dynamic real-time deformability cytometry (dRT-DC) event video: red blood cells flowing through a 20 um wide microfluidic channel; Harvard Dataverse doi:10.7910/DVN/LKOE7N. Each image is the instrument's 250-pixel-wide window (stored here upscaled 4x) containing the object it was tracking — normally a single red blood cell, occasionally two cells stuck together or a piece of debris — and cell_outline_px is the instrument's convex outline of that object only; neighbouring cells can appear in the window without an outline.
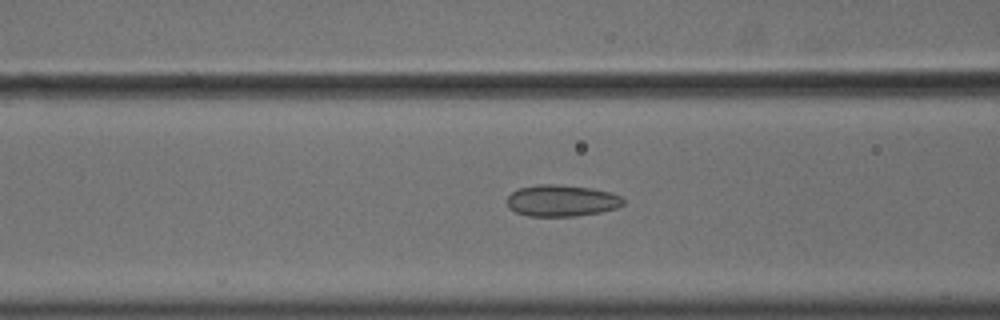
{"species": "common noctule bat (a hibernating species)", "species_latin": "Nyctalus noctula", "temperature_condition": "cold", "stored_images_in_passage": 51, "camera_frame_rate_fps": 3000, "um_per_image_px": 0.085, "animal": {"sex": "male", "body_mass_g": 18.8}, "frame": {"image": 1, "passage_image": 18, "time_ms": 5.667, "image_size_px": [1000, 320], "cell_outline_px": [[624, 204], [616, 208], [600, 212], [576, 216], [528, 216], [516, 212], [508, 208], [508, 196], [512, 192], [520, 188], [536, 184], [556, 184], [592, 188], [608, 192], [620, 196], [624, 200]], "centroid_in_image_um": [47.73, 17.05], "position_along_channel_um": 118.9, "area_um2": 21.33}}
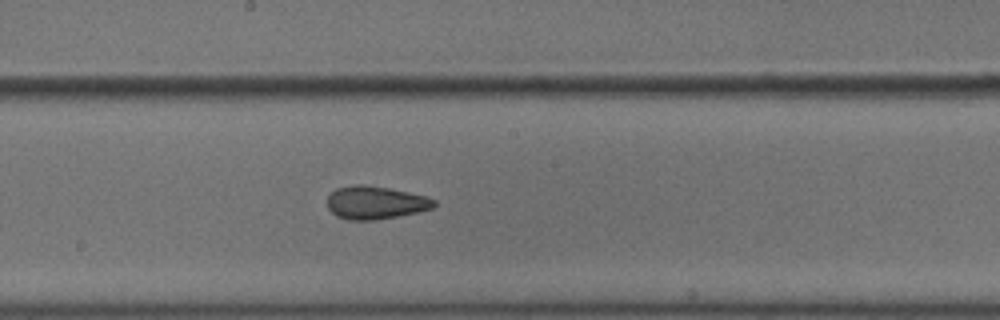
{"frame": {"image": 2, "passage_image": 26, "time_ms": 8.333, "image_size_px": [1000, 320], "cell_outline_px": [[436, 204], [432, 208], [416, 212], [376, 220], [348, 220], [336, 216], [328, 208], [328, 196], [336, 188], [352, 184], [364, 184], [388, 188], [428, 196], [436, 200]], "centroid_in_image_um": [31.9, 17.21], "position_along_channel_um": 216.3, "area_um2": 20.58}}
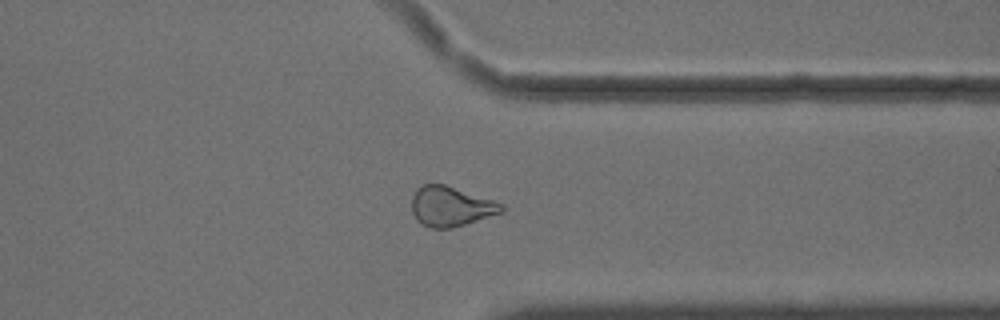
{"frame": {"image": 3, "passage_image": 39, "time_ms": 12.667, "image_size_px": [1000, 320], "cell_outline_px": [[504, 212], [452, 228], [432, 228], [424, 224], [412, 212], [412, 196], [416, 188], [424, 184], [444, 184], [504, 204]], "centroid_in_image_um": [38.33, 17.54], "position_along_channel_um": 373.1, "area_um2": 20.58}, "authors_computed_cell_mechanics": {"area_um2": 21.7906, "velocity_mm_per_s": 3.6407, "shape_relaxation_time_tau1_ms": null, "shape_relaxation_time_tau2_ms": 2.2754, "deformation_change_tau1": null, "deformation_change_tau2": 0.0799}}